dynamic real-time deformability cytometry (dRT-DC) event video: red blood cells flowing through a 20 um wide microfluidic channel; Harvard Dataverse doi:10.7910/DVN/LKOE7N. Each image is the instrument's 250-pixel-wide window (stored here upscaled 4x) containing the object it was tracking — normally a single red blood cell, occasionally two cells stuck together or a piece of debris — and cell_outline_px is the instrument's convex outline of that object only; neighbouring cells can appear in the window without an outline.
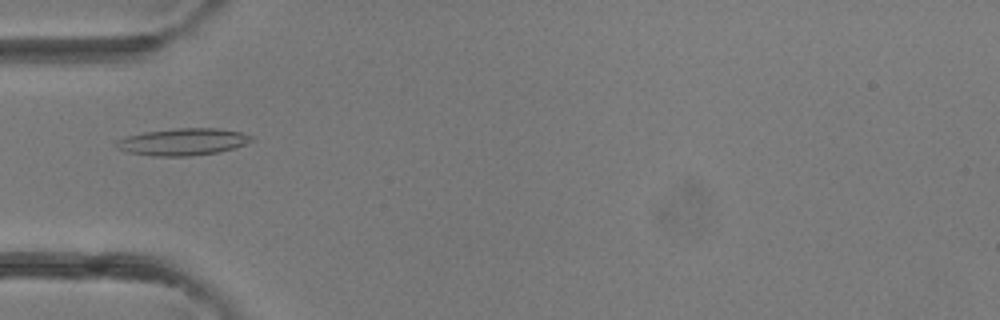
{"species": "common noctule bat (a hibernating species)", "species_latin": "Nyctalus noctula", "temperature_condition": "room temperature", "stored_images_in_passage": 31, "camera_frame_rate_fps": 3000, "um_per_image_px": 0.085, "animal": {"sex": "female"}, "frame": {"image": 1, "passage_image": 3, "time_ms": 0.667, "image_size_px": [1000, 320], "cell_outline_px": [[252, 140], [244, 144], [232, 148], [216, 152], [192, 156], [152, 156], [128, 152], [116, 148], [116, 140], [128, 136], [144, 132], [176, 128], [220, 128], [240, 132], [252, 136]], "centroid_in_image_um": [15.51, 12.05], "position_along_channel_um": 69.5, "area_um2": 21.1}}
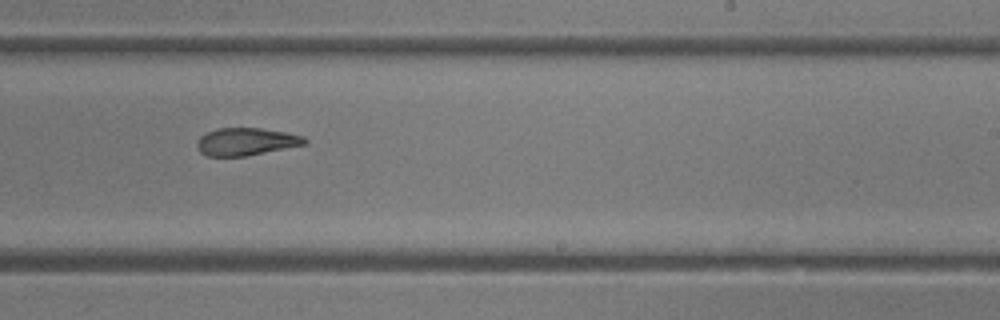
{"frame": {"image": 2, "passage_image": 15, "time_ms": 4.667, "image_size_px": [1000, 320], "cell_outline_px": [[308, 144], [248, 156], [208, 156], [200, 152], [196, 148], [196, 140], [200, 136], [216, 128], [260, 128], [284, 132], [304, 136], [308, 140]], "centroid_in_image_um": [20.92, 12.05], "position_along_channel_um": 268.1, "area_um2": 17.51}}
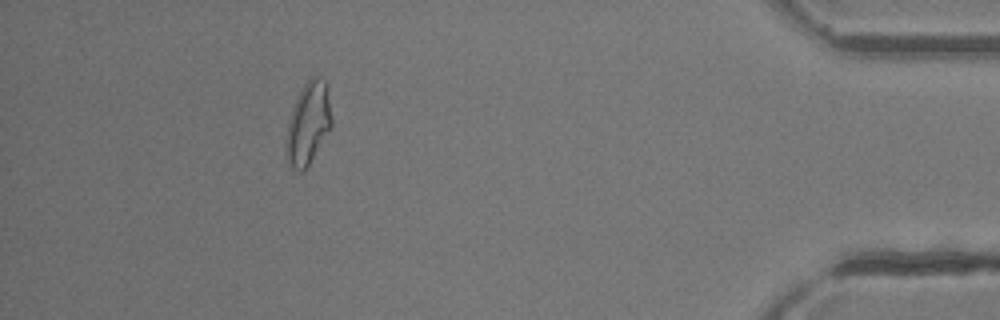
{"frame": {"image": 3, "passage_image": 27, "time_ms": 8.667, "image_size_px": [1000, 320], "cell_outline_px": [[332, 128], [304, 172], [300, 172], [292, 168], [288, 160], [288, 120], [296, 96], [300, 88], [312, 76], [316, 76], [324, 80], [328, 84], [332, 120]], "centroid_in_image_um": [26.25, 10.44], "position_along_channel_um": 409.0, "area_um2": 21.85}}